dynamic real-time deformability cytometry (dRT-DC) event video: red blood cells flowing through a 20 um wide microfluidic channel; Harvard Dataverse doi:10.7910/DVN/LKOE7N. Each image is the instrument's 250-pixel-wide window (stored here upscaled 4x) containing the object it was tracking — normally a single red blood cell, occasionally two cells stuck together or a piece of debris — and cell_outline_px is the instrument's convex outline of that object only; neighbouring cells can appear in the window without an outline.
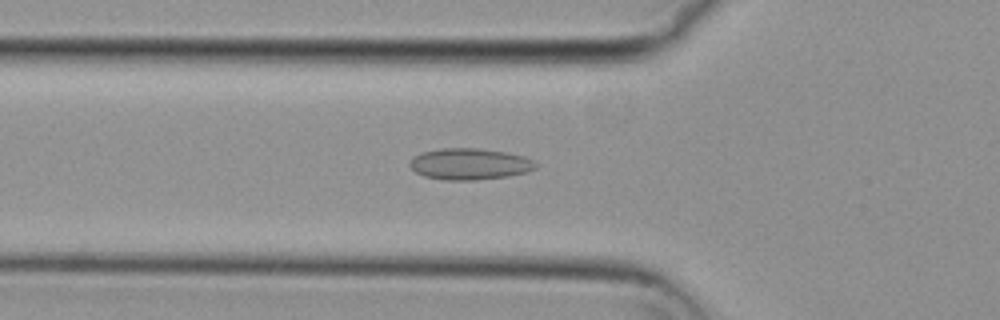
{"species": "common noctule bat (a hibernating species)", "species_latin": "Nyctalus noctula", "temperature_condition": "cold", "stored_images_in_passage": 27, "camera_frame_rate_fps": 3000, "um_per_image_px": 0.085, "animal": {"sex": "female", "body_mass_g": 29.2, "forearm_length_mm": 56.3}, "frame": {"image": 1, "passage_image": 18, "time_ms": 5.667, "image_size_px": [1000, 320], "cell_outline_px": [[536, 168], [528, 172], [508, 176], [476, 180], [444, 180], [424, 176], [416, 172], [408, 164], [412, 156], [420, 152], [440, 148], [476, 148], [504, 152], [524, 156], [532, 160], [536, 164]], "centroid_in_image_um": [39.88, 13.94], "position_along_channel_um": 85.9, "area_um2": 23.12}}
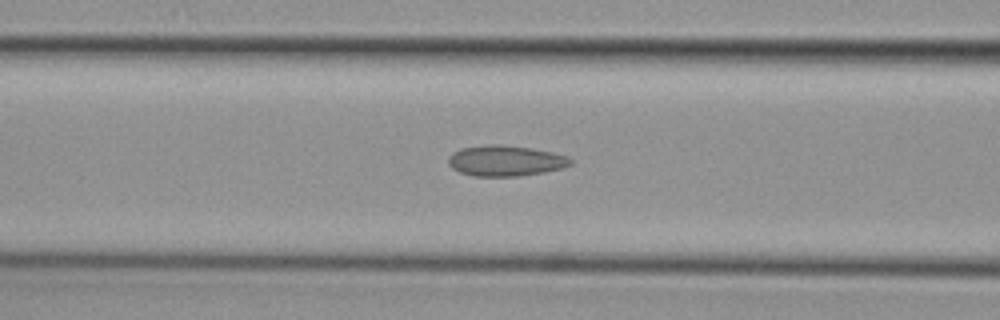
{"frame": {"image": 2, "passage_image": 21, "time_ms": 6.667, "image_size_px": [1000, 320], "cell_outline_px": [[572, 164], [564, 168], [544, 172], [520, 176], [472, 176], [460, 172], [452, 168], [448, 164], [448, 156], [452, 152], [460, 148], [488, 144], [500, 144], [532, 148], [552, 152], [568, 156], [572, 160]], "centroid_in_image_um": [42.96, 13.66], "position_along_channel_um": 123.6, "area_um2": 22.14}}
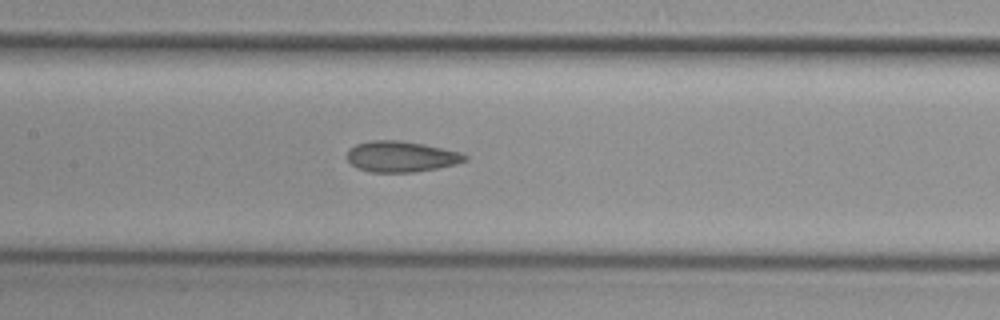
{"frame": {"image": 3, "passage_image": 25, "time_ms": 8.0, "image_size_px": [1000, 320], "cell_outline_px": [[468, 160], [456, 164], [416, 172], [368, 172], [356, 168], [348, 160], [348, 152], [356, 144], [372, 140], [400, 140], [424, 144], [460, 152], [468, 156]], "centroid_in_image_um": [34.11, 13.31], "position_along_channel_um": 173.3, "area_um2": 21.15}}